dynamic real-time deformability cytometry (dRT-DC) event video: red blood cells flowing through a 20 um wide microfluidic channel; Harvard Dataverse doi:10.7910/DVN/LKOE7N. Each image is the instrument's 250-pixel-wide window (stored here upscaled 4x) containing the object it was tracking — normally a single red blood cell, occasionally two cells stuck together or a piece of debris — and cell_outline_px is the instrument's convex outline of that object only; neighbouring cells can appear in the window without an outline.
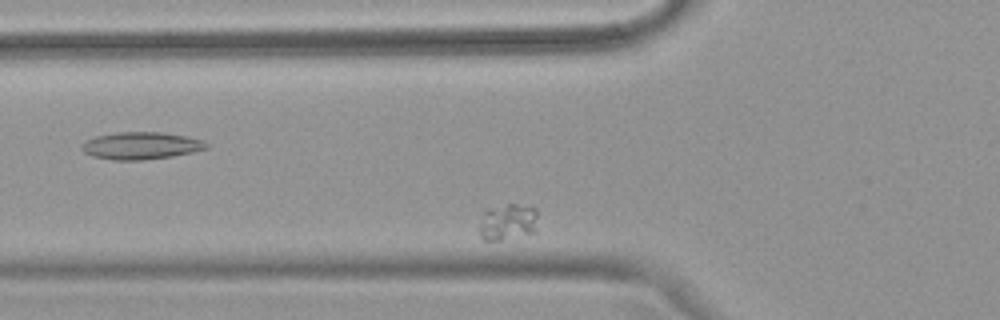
{"species": "common noctule bat (a hibernating species)", "species_latin": "Nyctalus noctula", "temperature_condition": "warm", "stored_images_in_passage": 36, "camera_frame_rate_fps": 3000, "um_per_image_px": 0.085, "animal": {"sex": "female", "body_mass_g": 18.4}, "frame": {"image": 1, "passage_image": 8, "time_ms": 2.333, "image_size_px": [1000, 320], "cell_outline_px": [[536, 232], [500, 240], [484, 240], [480, 236], [480, 224], [484, 212], [488, 208], [508, 204], [516, 204], [536, 208]], "centroid_in_image_um": [43.16, 18.87], "position_along_channel_um": 82.6, "area_um2": 12.31}}
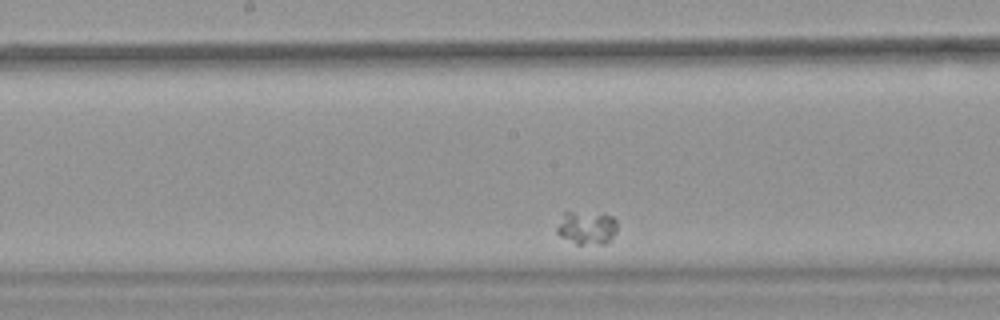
{"frame": {"image": 2, "passage_image": 19, "time_ms": 6.0, "image_size_px": [1000, 320], "cell_outline_px": [[616, 232], [608, 244], [576, 244], [560, 236], [556, 232], [556, 228], [564, 212], [604, 212], [612, 216], [616, 220]], "centroid_in_image_um": [49.9, 19.35], "position_along_channel_um": 198.3, "area_um2": 12.02}}
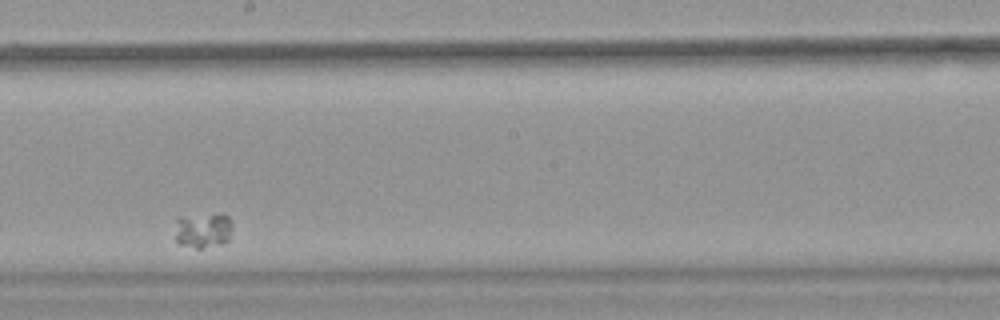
{"frame": {"image": 3, "passage_image": 22, "time_ms": 7.0, "image_size_px": [1000, 320], "cell_outline_px": [[232, 228], [228, 240], [224, 244], [200, 248], [196, 248], [180, 244], [176, 240], [176, 220], [216, 212], [220, 212], [228, 216], [232, 224]], "centroid_in_image_um": [17.33, 19.58], "position_along_channel_um": 230.9, "area_um2": 11.73}}